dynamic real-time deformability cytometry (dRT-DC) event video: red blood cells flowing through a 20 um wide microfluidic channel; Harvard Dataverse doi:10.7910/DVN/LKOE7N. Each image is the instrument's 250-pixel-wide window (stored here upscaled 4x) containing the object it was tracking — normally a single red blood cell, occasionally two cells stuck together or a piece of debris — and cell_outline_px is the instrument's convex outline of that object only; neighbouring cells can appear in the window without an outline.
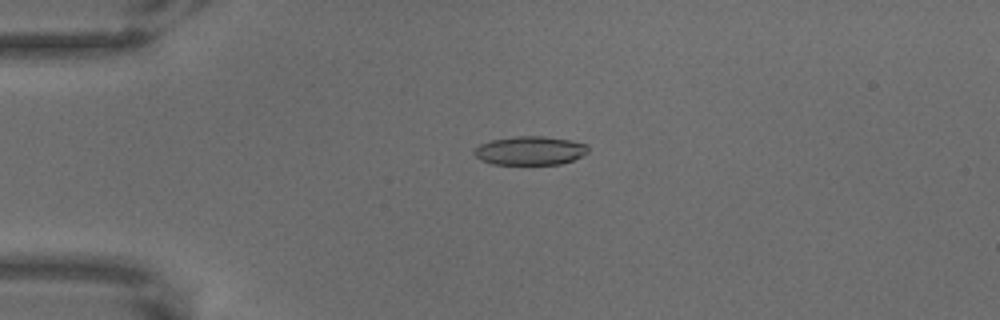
{"species": "common noctule bat (a hibernating species)", "species_latin": "Nyctalus noctula", "temperature_condition": "warm", "stored_images_in_passage": 66, "camera_frame_rate_fps": 3000, "um_per_image_px": 0.085, "animal": {"sex": "male", "body_mass_g": 18.8}, "frame": {"image": 1, "passage_image": 17, "time_ms": 5.333, "image_size_px": [1000, 320], "cell_outline_px": [[588, 152], [572, 160], [560, 164], [492, 164], [480, 160], [472, 152], [480, 144], [492, 140], [516, 136], [544, 136], [568, 140], [588, 144]], "centroid_in_image_um": [45.04, 12.8], "position_along_channel_um": 40.0, "area_um2": 18.96}}
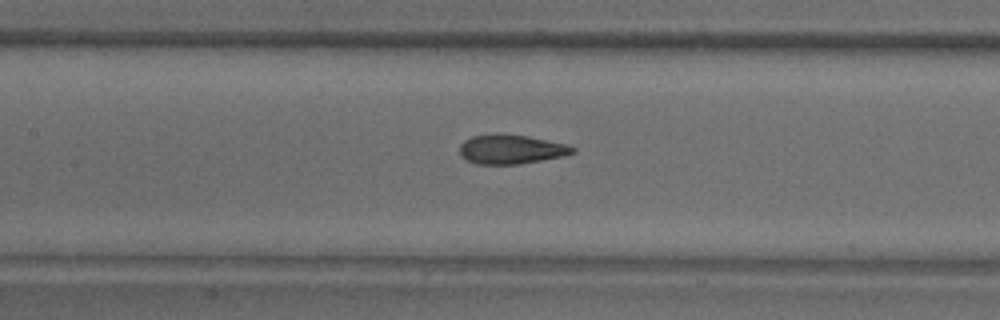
{"frame": {"image": 2, "passage_image": 32, "time_ms": 10.333, "image_size_px": [1000, 320], "cell_outline_px": [[576, 152], [564, 156], [520, 164], [476, 164], [460, 156], [460, 144], [464, 140], [472, 136], [496, 132], [528, 136], [568, 144], [576, 148]], "centroid_in_image_um": [43.45, 12.67], "position_along_channel_um": 164.0, "area_um2": 19.65}}
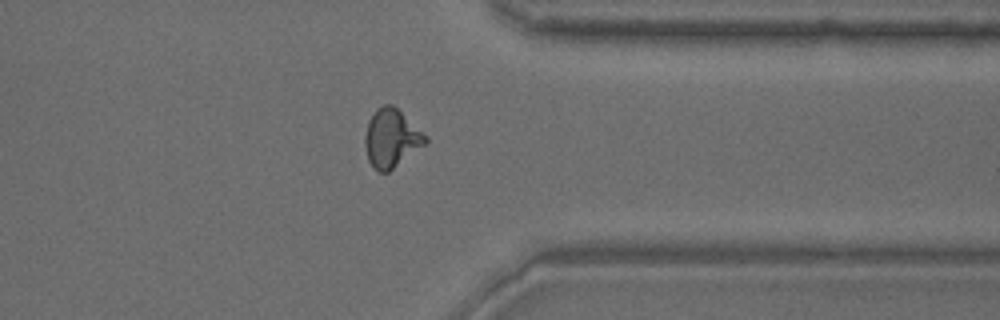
{"frame": {"image": 3, "passage_image": 53, "time_ms": 17.333, "image_size_px": [1000, 320], "cell_outline_px": [[428, 144], [388, 172], [380, 172], [368, 160], [364, 144], [364, 136], [368, 120], [376, 108], [384, 104], [392, 104], [428, 136]], "centroid_in_image_um": [33.29, 11.74], "position_along_channel_um": 378.1, "area_um2": 20.75}}